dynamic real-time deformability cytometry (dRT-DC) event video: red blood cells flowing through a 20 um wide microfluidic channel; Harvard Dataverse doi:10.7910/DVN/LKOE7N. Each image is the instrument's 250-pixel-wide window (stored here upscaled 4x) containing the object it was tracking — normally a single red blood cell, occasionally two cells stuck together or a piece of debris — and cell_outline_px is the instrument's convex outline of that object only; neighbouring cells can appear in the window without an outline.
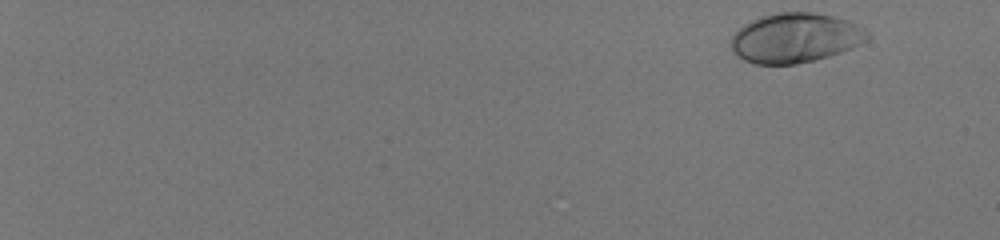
{"species": "human", "species_latin": "Homo sapiens", "temperature_condition": "room temperature", "stored_images_in_passage": 53, "camera_frame_rate_fps": 3000, "um_per_image_px": 0.085, "donor": {"sex": "male"}, "frame": {"image": 1, "passage_image": 1, "time_ms": 0.0, "image_size_px": [1000, 240], "cell_outline_px": [[872, 36], [868, 40], [852, 48], [828, 56], [796, 64], [752, 64], [744, 60], [728, 44], [732, 36], [744, 24], [760, 16], [776, 12], [816, 12], [848, 20], [872, 32]], "centroid_in_image_um": [67.63, 3.21], "position_along_channel_um": 17.4, "area_um2": 39.65}}
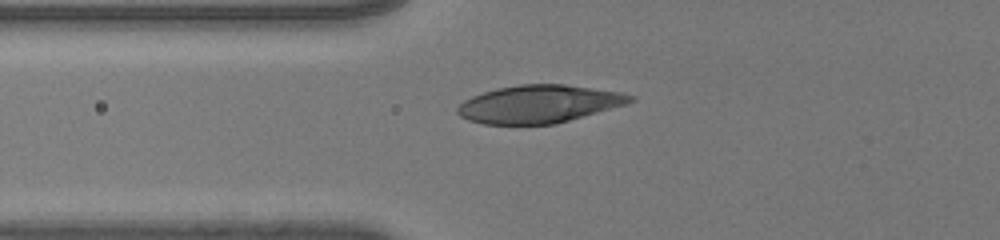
{"frame": {"image": 2, "passage_image": 23, "time_ms": 7.333, "image_size_px": [1000, 240], "cell_outline_px": [[636, 100], [624, 104], [556, 124], [484, 124], [468, 120], [460, 116], [456, 112], [456, 108], [464, 100], [472, 96], [496, 88], [520, 84], [564, 84], [620, 92], [636, 96]], "centroid_in_image_um": [45.78, 8.84], "position_along_channel_um": 80.0, "area_um2": 37.86}}
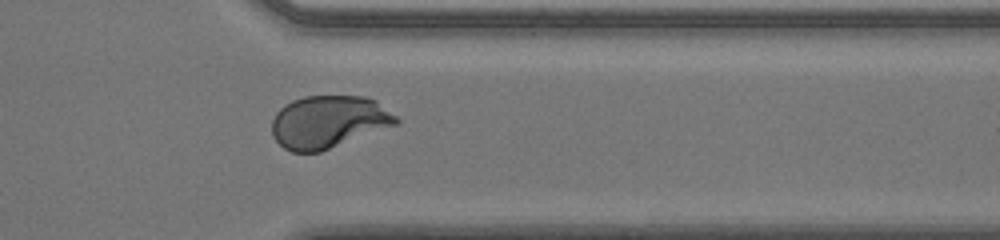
{"frame": {"image": 3, "passage_image": 46, "time_ms": 15.0, "image_size_px": [1000, 240], "cell_outline_px": [[400, 124], [320, 152], [292, 152], [284, 148], [272, 136], [272, 120], [276, 112], [284, 104], [292, 100], [304, 96], [364, 96], [376, 100], [396, 116], [400, 120]], "centroid_in_image_um": [27.93, 10.36], "position_along_channel_um": 383.5, "area_um2": 38.38}}